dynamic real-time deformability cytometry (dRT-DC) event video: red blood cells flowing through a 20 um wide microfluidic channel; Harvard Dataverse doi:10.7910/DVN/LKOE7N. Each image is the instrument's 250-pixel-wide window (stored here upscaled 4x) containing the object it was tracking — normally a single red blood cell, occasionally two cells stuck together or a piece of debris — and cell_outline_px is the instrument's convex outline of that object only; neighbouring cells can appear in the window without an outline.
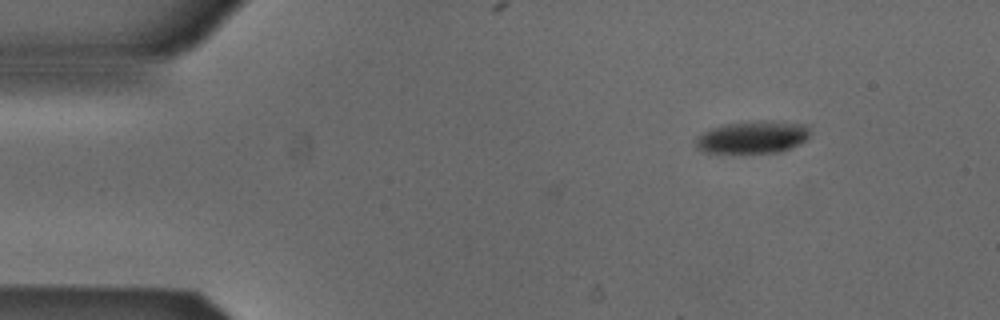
{"species": "Egyptian fruit bat (a non-hibernating species)", "species_latin": "Rousettus aegyptiacus", "temperature_condition": "cold", "stored_images_in_passage": 6, "camera_frame_rate_fps": 3000, "um_per_image_px": 0.085, "animal": {"sex": "male"}, "frame": {"image": 1, "passage_image": 1, "time_ms": 0.0, "image_size_px": [1000, 320], "cell_outline_px": [[808, 136], [804, 140], [780, 152], [704, 152], [696, 148], [696, 136], [712, 128], [724, 124], [760, 120], [764, 120], [808, 124]], "centroid_in_image_um": [63.95, 11.64], "position_along_channel_um": 21.1, "area_um2": 21.27}}
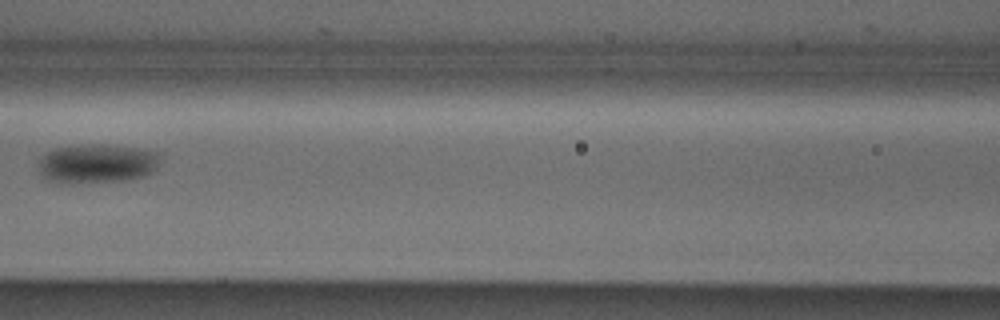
{"frame": {"image": 2, "passage_image": 5, "time_ms": 1.333, "image_size_px": [1000, 320], "cell_outline_px": [[160, 156], [156, 168], [152, 172], [144, 176], [128, 180], [72, 184], [60, 184], [44, 180], [40, 172], [40, 156], [56, 148], [88, 144], [104, 144], [160, 152]], "centroid_in_image_um": [8.21, 13.93], "position_along_channel_um": 158.4, "area_um2": 28.09}}
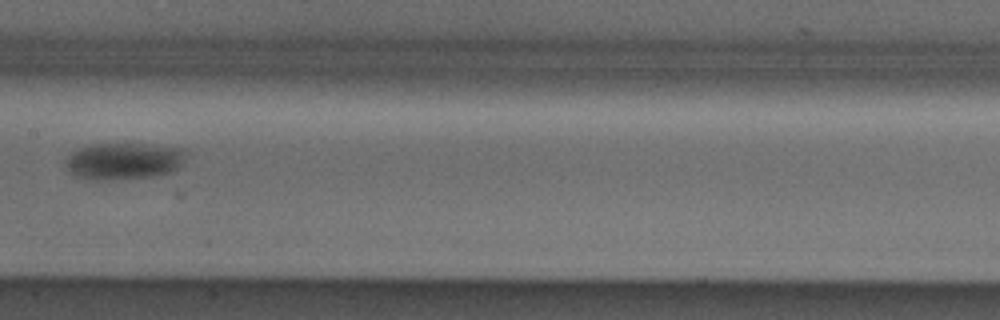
{"frame": {"image": 3, "passage_image": 6, "time_ms": 1.667, "image_size_px": [1000, 320], "cell_outline_px": [[188, 152], [180, 168], [172, 172], [152, 176], [124, 180], [92, 180], [72, 176], [68, 172], [64, 164], [64, 160], [72, 152], [88, 144], [140, 144], [184, 148]], "centroid_in_image_um": [10.5, 13.71], "position_along_channel_um": 196.9, "area_um2": 26.47}}